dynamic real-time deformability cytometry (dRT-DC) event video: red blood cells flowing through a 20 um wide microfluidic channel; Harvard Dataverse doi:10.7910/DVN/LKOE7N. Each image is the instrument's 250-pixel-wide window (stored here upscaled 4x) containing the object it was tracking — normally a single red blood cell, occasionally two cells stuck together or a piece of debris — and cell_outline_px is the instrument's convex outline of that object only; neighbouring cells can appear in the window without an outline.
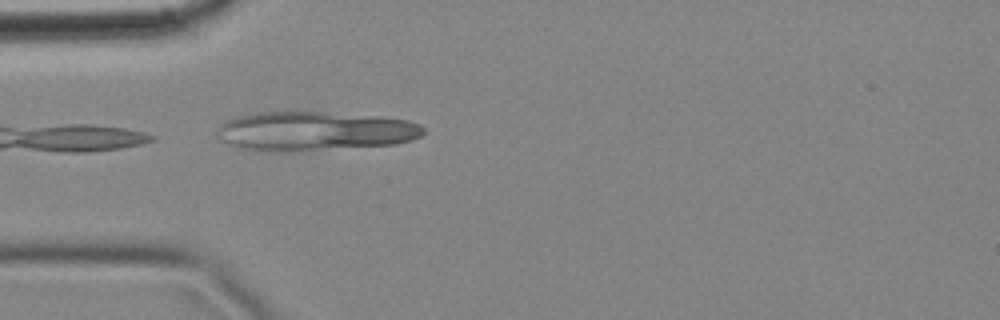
{"species": "common noctule bat (a hibernating species)", "species_latin": "Nyctalus noctula", "temperature_condition": "cold", "stored_images_in_passage": 2, "camera_frame_rate_fps": 3000, "um_per_image_px": 0.085, "animal": {"sex": "female", "body_mass_g": 18.4}, "frame": {"image": 1, "passage_image": 2, "time_ms": 0.333, "image_size_px": [1000, 320], "cell_outline_px": [[424, 132], [420, 136], [412, 140], [392, 144], [304, 152], [268, 152], [240, 148], [228, 144], [220, 140], [220, 124], [224, 120], [236, 116], [252, 112], [324, 112], [380, 116], [408, 120], [420, 124], [424, 128]], "centroid_in_image_um": [26.73, 11.16], "position_along_channel_um": 58.3, "area_um2": 47.8}}